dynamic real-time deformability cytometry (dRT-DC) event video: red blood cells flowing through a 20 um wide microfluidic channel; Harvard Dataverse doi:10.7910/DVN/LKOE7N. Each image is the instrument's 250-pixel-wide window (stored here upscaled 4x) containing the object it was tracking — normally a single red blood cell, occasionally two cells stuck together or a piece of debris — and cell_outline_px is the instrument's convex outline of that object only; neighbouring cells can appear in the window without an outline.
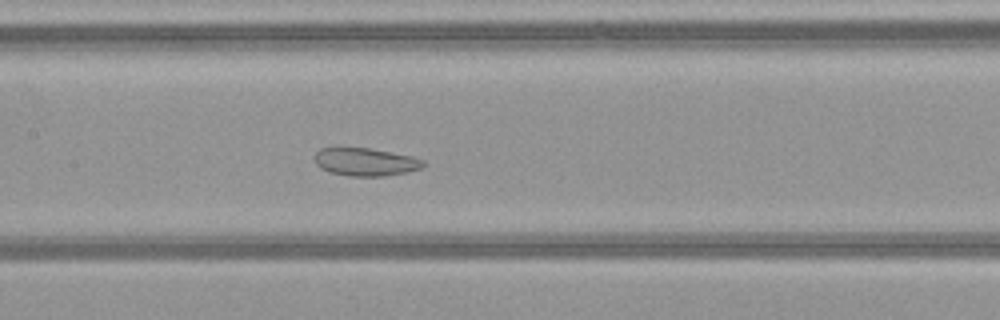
{"species": "common noctule bat (a hibernating species)", "species_latin": "Nyctalus noctula", "temperature_condition": "warm", "stored_images_in_passage": 53, "camera_frame_rate_fps": 3000, "um_per_image_px": 0.085, "animal": {"sex": "female", "body_mass_g": 21.9}, "frame": {"image": 1, "passage_image": 26, "time_ms": 8.333, "image_size_px": [1000, 320], "cell_outline_px": [[424, 168], [408, 172], [384, 176], [348, 176], [328, 172], [320, 168], [316, 164], [316, 152], [320, 148], [336, 144], [368, 148], [412, 156], [424, 160]], "centroid_in_image_um": [31.01, 13.73], "position_along_channel_um": 176.4, "area_um2": 18.38}}
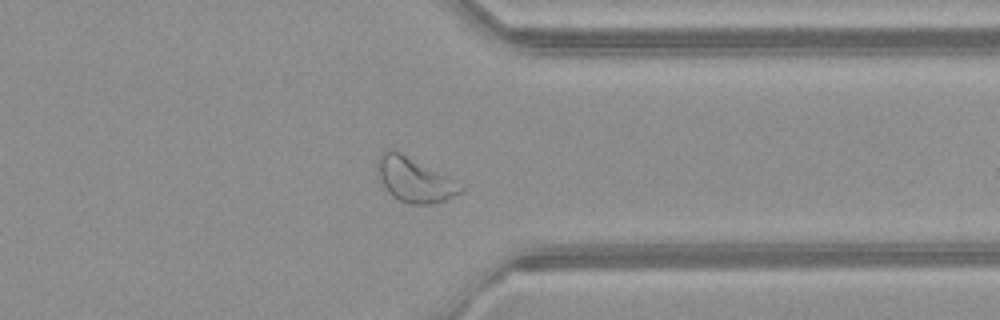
{"frame": {"image": 2, "passage_image": 41, "time_ms": 13.333, "image_size_px": [1000, 320], "cell_outline_px": [[464, 188], [460, 192], [444, 200], [432, 204], [408, 204], [392, 196], [384, 188], [376, 168], [376, 160], [380, 152], [388, 148], [392, 148], [464, 184]], "centroid_in_image_um": [35.19, 15.25], "position_along_channel_um": 376.2, "area_um2": 21.73}}
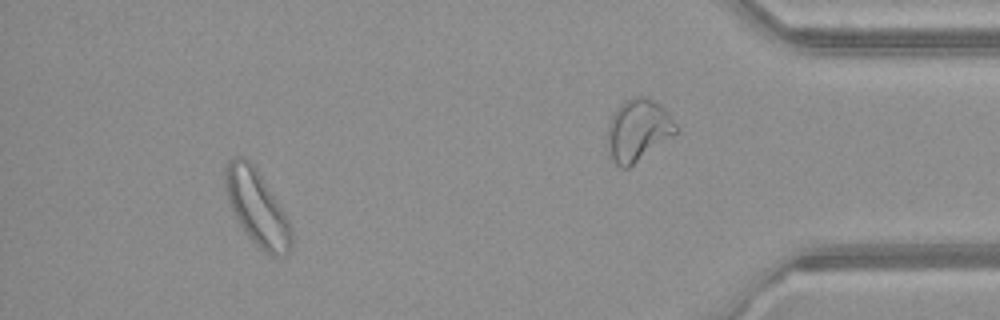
{"frame": {"image": 3, "passage_image": 48, "time_ms": 15.667, "image_size_px": [1000, 320], "cell_outline_px": [[292, 248], [284, 256], [272, 256], [264, 252], [248, 236], [240, 224], [228, 200], [224, 184], [224, 172], [228, 160], [236, 156], [244, 156], [256, 168], [284, 212], [292, 228]], "centroid_in_image_um": [21.85, 17.66], "position_along_channel_um": 413.4, "area_um2": 28.73}, "authors_computed_cell_mechanics": {"area_um2": 25.721, "velocity_mm_per_s": 4.044, "shape_relaxation_time_tau1_ms": null, "shape_relaxation_time_tau2_ms": 2.9574, "deformation_change_tau1": null, "deformation_change_tau2": 0.096}}